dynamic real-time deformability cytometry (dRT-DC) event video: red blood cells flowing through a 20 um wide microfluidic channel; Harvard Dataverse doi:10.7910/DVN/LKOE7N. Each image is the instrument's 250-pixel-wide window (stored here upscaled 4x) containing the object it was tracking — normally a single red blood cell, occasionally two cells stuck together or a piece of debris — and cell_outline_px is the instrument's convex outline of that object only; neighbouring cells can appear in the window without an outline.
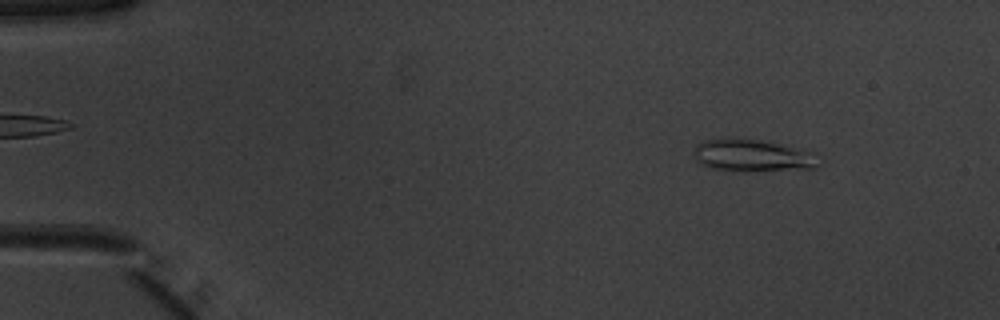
{"species": "common noctule bat (a hibernating species)", "species_latin": "Nyctalus noctula", "temperature_condition": "warm", "stored_images_in_passage": 51, "camera_frame_rate_fps": 3000, "um_per_image_px": 0.085, "animal": {"sex": "male", "body_mass_g": 20.1, "forearm_length_mm": 53.5}, "frame": {"image": 1, "passage_image": 6, "time_ms": 1.667, "image_size_px": [1000, 320], "cell_outline_px": [[820, 164], [816, 168], [756, 172], [732, 172], [708, 168], [700, 164], [696, 160], [696, 144], [704, 140], [732, 136], [756, 140], [776, 144], [812, 152]], "centroid_in_image_um": [63.89, 13.25], "position_along_channel_um": 21.1, "area_um2": 23.87}}
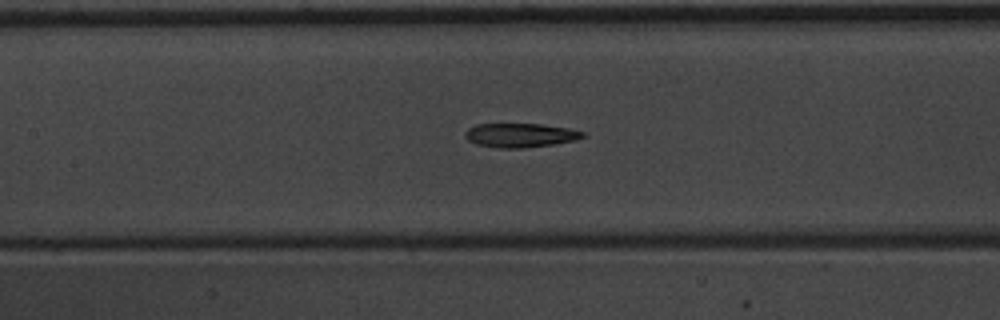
{"frame": {"image": 2, "passage_image": 24, "time_ms": 7.667, "image_size_px": [1000, 320], "cell_outline_px": [[584, 136], [576, 140], [552, 144], [524, 148], [500, 148], [476, 144], [468, 140], [464, 136], [464, 132], [468, 128], [476, 124], [540, 124], [568, 128], [584, 132]], "centroid_in_image_um": [44.18, 11.49], "position_along_channel_um": 163.2, "area_um2": 16.42}}
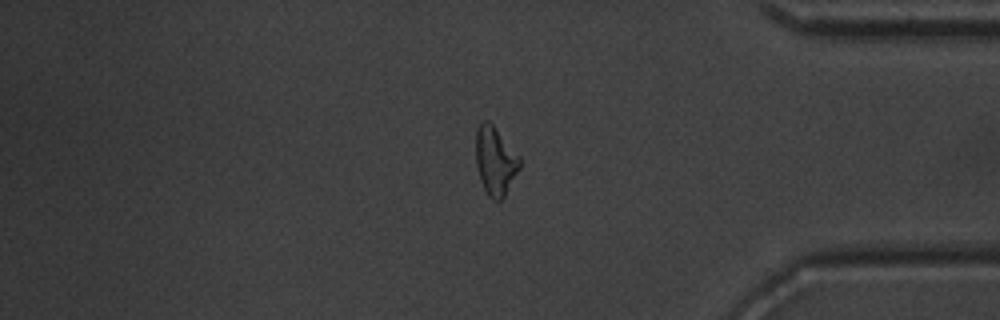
{"frame": {"image": 3, "passage_image": 43, "time_ms": 14.0, "image_size_px": [1000, 320], "cell_outline_px": [[520, 168], [504, 196], [500, 200], [492, 200], [488, 196], [480, 180], [476, 164], [476, 128], [484, 120], [488, 120], [492, 124], [520, 156]], "centroid_in_image_um": [42.09, 13.67], "position_along_channel_um": 393.1, "area_um2": 17.4}, "authors_computed_cell_mechanics": {"area_um2": 17.4556, "velocity_mm_per_s": 3.9565, "shape_relaxation_time_tau1_ms": 4.085, "shape_relaxation_time_tau2_ms": 3.1255, "deformation_change_tau1": 0.1778, "deformation_change_tau2": 0.1359}}